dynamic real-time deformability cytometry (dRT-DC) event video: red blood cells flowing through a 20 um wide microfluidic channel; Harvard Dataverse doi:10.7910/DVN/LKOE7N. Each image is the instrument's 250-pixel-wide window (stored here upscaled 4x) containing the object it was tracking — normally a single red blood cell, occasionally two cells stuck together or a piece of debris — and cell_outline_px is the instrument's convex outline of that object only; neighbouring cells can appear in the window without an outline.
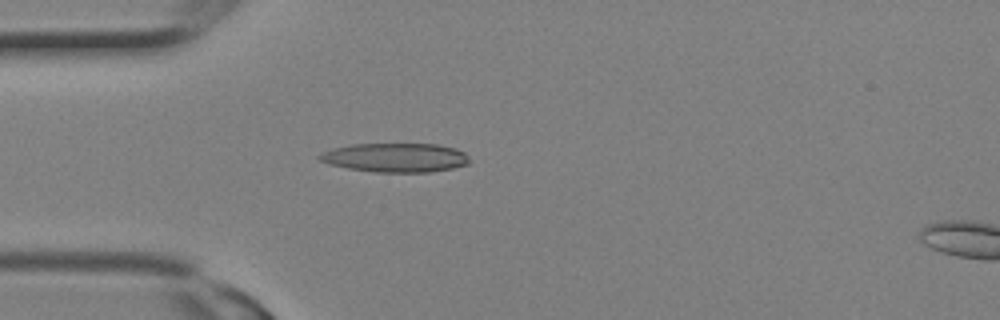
{"species": "Egyptian fruit bat (a non-hibernating species)", "species_latin": "Rousettus aegyptiacus", "temperature_condition": "room temperature", "stored_images_in_passage": 3, "camera_frame_rate_fps": 3000, "um_per_image_px": 0.085, "animal": {"sex": "female"}, "frame": {"image": 1, "passage_image": 2, "time_ms": 0.333, "image_size_px": [1000, 320], "cell_outline_px": [[468, 164], [452, 168], [432, 172], [372, 172], [348, 168], [328, 164], [320, 160], [316, 156], [332, 148], [352, 144], [440, 144], [456, 148], [464, 152], [468, 156]], "centroid_in_image_um": [33.61, 13.39], "position_along_channel_um": 51.4, "area_um2": 25.49}}